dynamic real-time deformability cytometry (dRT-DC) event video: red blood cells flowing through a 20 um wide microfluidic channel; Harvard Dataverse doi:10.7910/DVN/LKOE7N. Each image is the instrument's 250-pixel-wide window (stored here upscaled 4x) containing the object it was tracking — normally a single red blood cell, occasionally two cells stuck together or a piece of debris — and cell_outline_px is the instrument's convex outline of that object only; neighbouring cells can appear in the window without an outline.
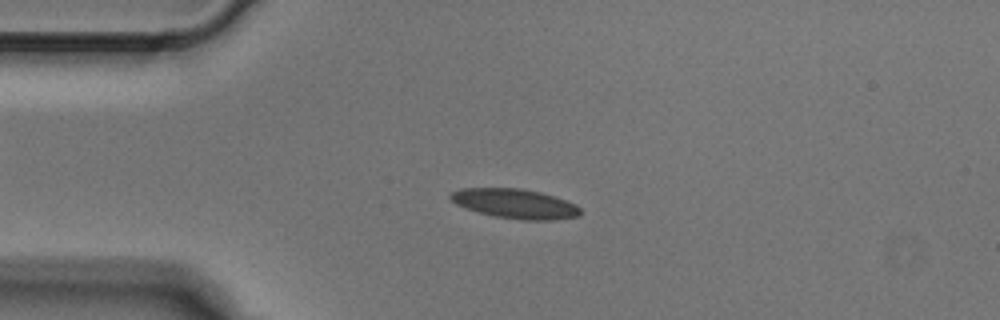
{"species": "Egyptian fruit bat (a non-hibernating species)", "species_latin": "Rousettus aegyptiacus", "temperature_condition": "cold", "stored_images_in_passage": 4, "camera_frame_rate_fps": 3000, "um_per_image_px": 0.085, "animal": {"sex": "male"}, "frame": {"image": 1, "passage_image": 2, "time_ms": 0.333, "image_size_px": [1000, 320], "cell_outline_px": [[580, 216], [552, 220], [524, 220], [496, 216], [480, 212], [456, 204], [448, 196], [452, 192], [460, 188], [520, 188], [540, 192], [576, 204], [580, 208]], "centroid_in_image_um": [43.79, 17.3], "position_along_channel_um": 41.2, "area_um2": 22.08}}
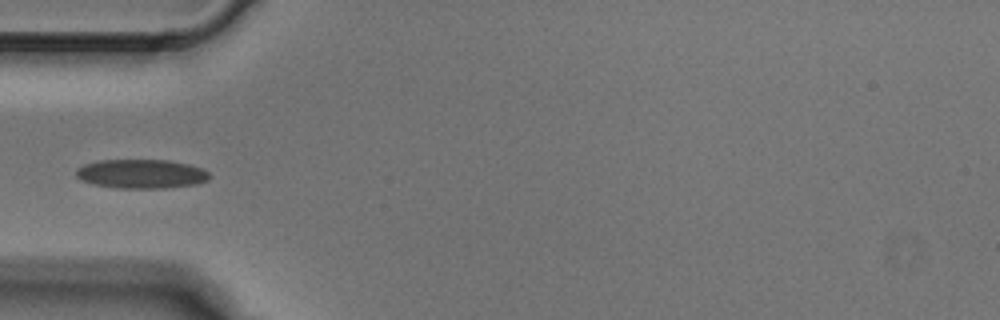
{"frame": {"image": 2, "passage_image": 3, "time_ms": 0.667, "image_size_px": [1000, 320], "cell_outline_px": [[212, 176], [208, 180], [196, 184], [164, 188], [116, 188], [92, 184], [80, 180], [76, 176], [76, 168], [84, 164], [100, 160], [172, 160], [188, 164], [200, 168], [208, 172]], "centroid_in_image_um": [11.99, 14.78], "position_along_channel_um": 73.0, "area_um2": 22.77}}
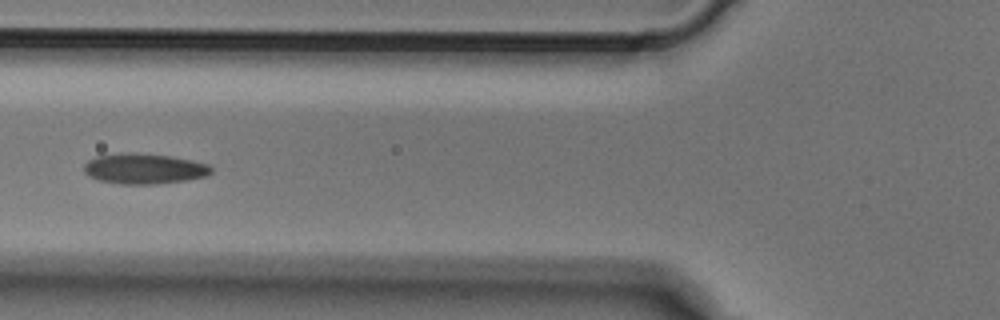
{"frame": {"image": 3, "passage_image": 4, "time_ms": 1.0, "image_size_px": [1000, 320], "cell_outline_px": [[212, 172], [208, 176], [184, 180], [156, 184], [120, 184], [96, 180], [88, 176], [84, 172], [84, 164], [88, 160], [96, 156], [128, 152], [132, 152], [172, 156], [192, 160], [208, 164], [212, 168]], "centroid_in_image_um": [12.23, 14.34], "position_along_channel_um": 113.6, "area_um2": 22.77}}